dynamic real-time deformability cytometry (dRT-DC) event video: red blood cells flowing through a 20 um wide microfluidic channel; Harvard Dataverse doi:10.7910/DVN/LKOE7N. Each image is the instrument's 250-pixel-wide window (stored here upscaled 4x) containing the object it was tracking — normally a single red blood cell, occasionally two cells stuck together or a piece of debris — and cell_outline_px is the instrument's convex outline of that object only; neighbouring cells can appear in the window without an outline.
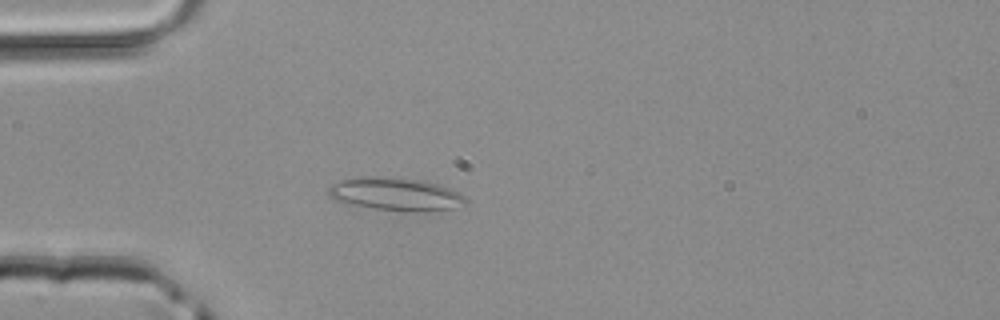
{"species": "common noctule bat (a hibernating species)", "species_latin": "Nyctalus noctula", "temperature_condition": "room temperature", "stored_images_in_passage": 3, "camera_frame_rate_fps": 3000, "um_per_image_px": 0.085, "animal": {"sex": "male", "body_mass_g": 20.4}, "frame": {"image": 1, "passage_image": 3, "time_ms": 0.667, "image_size_px": [1000, 320], "cell_outline_px": [[468, 200], [452, 208], [424, 212], [408, 212], [376, 208], [352, 204], [336, 200], [328, 196], [328, 188], [332, 184], [340, 180], [356, 176], [392, 176], [420, 180], [436, 184], [448, 188], [464, 196]], "centroid_in_image_um": [33.57, 16.48], "position_along_channel_um": 51.4, "area_um2": 26.3}}